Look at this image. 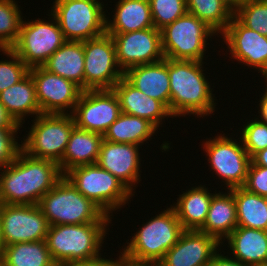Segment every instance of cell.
<instances>
[{"label": "cell", "instance_id": "cell-25", "mask_svg": "<svg viewBox=\"0 0 267 266\" xmlns=\"http://www.w3.org/2000/svg\"><path fill=\"white\" fill-rule=\"evenodd\" d=\"M205 185L191 187L179 194L177 203L171 205L177 215L179 222L184 230H200L208 215V210L215 193H210Z\"/></svg>", "mask_w": 267, "mask_h": 266}, {"label": "cell", "instance_id": "cell-24", "mask_svg": "<svg viewBox=\"0 0 267 266\" xmlns=\"http://www.w3.org/2000/svg\"><path fill=\"white\" fill-rule=\"evenodd\" d=\"M102 141V134L74 127L63 158L58 163L62 174L77 166L96 163Z\"/></svg>", "mask_w": 267, "mask_h": 266}, {"label": "cell", "instance_id": "cell-35", "mask_svg": "<svg viewBox=\"0 0 267 266\" xmlns=\"http://www.w3.org/2000/svg\"><path fill=\"white\" fill-rule=\"evenodd\" d=\"M154 27L158 30L173 23L186 12V0H149Z\"/></svg>", "mask_w": 267, "mask_h": 266}, {"label": "cell", "instance_id": "cell-8", "mask_svg": "<svg viewBox=\"0 0 267 266\" xmlns=\"http://www.w3.org/2000/svg\"><path fill=\"white\" fill-rule=\"evenodd\" d=\"M100 0H54L50 13L66 41H86L106 33V11Z\"/></svg>", "mask_w": 267, "mask_h": 266}, {"label": "cell", "instance_id": "cell-27", "mask_svg": "<svg viewBox=\"0 0 267 266\" xmlns=\"http://www.w3.org/2000/svg\"><path fill=\"white\" fill-rule=\"evenodd\" d=\"M0 102L21 128L22 124L25 123V116L35 115L37 117L41 114L35 85L30 73L18 83L0 92Z\"/></svg>", "mask_w": 267, "mask_h": 266}, {"label": "cell", "instance_id": "cell-12", "mask_svg": "<svg viewBox=\"0 0 267 266\" xmlns=\"http://www.w3.org/2000/svg\"><path fill=\"white\" fill-rule=\"evenodd\" d=\"M83 46L84 91L113 89L124 72L118 65L112 36L105 33L83 41Z\"/></svg>", "mask_w": 267, "mask_h": 266}, {"label": "cell", "instance_id": "cell-17", "mask_svg": "<svg viewBox=\"0 0 267 266\" xmlns=\"http://www.w3.org/2000/svg\"><path fill=\"white\" fill-rule=\"evenodd\" d=\"M219 36L238 64L253 67L258 73L267 70V36L247 28L235 16Z\"/></svg>", "mask_w": 267, "mask_h": 266}, {"label": "cell", "instance_id": "cell-48", "mask_svg": "<svg viewBox=\"0 0 267 266\" xmlns=\"http://www.w3.org/2000/svg\"><path fill=\"white\" fill-rule=\"evenodd\" d=\"M261 75H263L262 76V78L264 77V80H265V91H263L266 95H267V70H265V71H262L261 73H260Z\"/></svg>", "mask_w": 267, "mask_h": 266}, {"label": "cell", "instance_id": "cell-33", "mask_svg": "<svg viewBox=\"0 0 267 266\" xmlns=\"http://www.w3.org/2000/svg\"><path fill=\"white\" fill-rule=\"evenodd\" d=\"M23 22L15 0H0V48H11L17 41Z\"/></svg>", "mask_w": 267, "mask_h": 266}, {"label": "cell", "instance_id": "cell-5", "mask_svg": "<svg viewBox=\"0 0 267 266\" xmlns=\"http://www.w3.org/2000/svg\"><path fill=\"white\" fill-rule=\"evenodd\" d=\"M37 205L50 226L112 221L111 217L82 195L65 176Z\"/></svg>", "mask_w": 267, "mask_h": 266}, {"label": "cell", "instance_id": "cell-18", "mask_svg": "<svg viewBox=\"0 0 267 266\" xmlns=\"http://www.w3.org/2000/svg\"><path fill=\"white\" fill-rule=\"evenodd\" d=\"M222 244L199 230H184L156 266H207Z\"/></svg>", "mask_w": 267, "mask_h": 266}, {"label": "cell", "instance_id": "cell-47", "mask_svg": "<svg viewBox=\"0 0 267 266\" xmlns=\"http://www.w3.org/2000/svg\"><path fill=\"white\" fill-rule=\"evenodd\" d=\"M5 249L4 239L2 235V226H1V218H0V258L3 255V251Z\"/></svg>", "mask_w": 267, "mask_h": 266}, {"label": "cell", "instance_id": "cell-4", "mask_svg": "<svg viewBox=\"0 0 267 266\" xmlns=\"http://www.w3.org/2000/svg\"><path fill=\"white\" fill-rule=\"evenodd\" d=\"M183 231L174 208L167 206L166 210L143 223L120 253L132 261L156 266Z\"/></svg>", "mask_w": 267, "mask_h": 266}, {"label": "cell", "instance_id": "cell-7", "mask_svg": "<svg viewBox=\"0 0 267 266\" xmlns=\"http://www.w3.org/2000/svg\"><path fill=\"white\" fill-rule=\"evenodd\" d=\"M33 120L27 136L23 135L22 151L33 158L59 163L75 127L72 115L41 113Z\"/></svg>", "mask_w": 267, "mask_h": 266}, {"label": "cell", "instance_id": "cell-9", "mask_svg": "<svg viewBox=\"0 0 267 266\" xmlns=\"http://www.w3.org/2000/svg\"><path fill=\"white\" fill-rule=\"evenodd\" d=\"M161 32V47L164 58L185 61H203L207 41L217 35L202 20L186 12Z\"/></svg>", "mask_w": 267, "mask_h": 266}, {"label": "cell", "instance_id": "cell-40", "mask_svg": "<svg viewBox=\"0 0 267 266\" xmlns=\"http://www.w3.org/2000/svg\"><path fill=\"white\" fill-rule=\"evenodd\" d=\"M219 251L221 250H218V252L214 255V257L207 266H246L238 260L229 257V255L225 256V253H219Z\"/></svg>", "mask_w": 267, "mask_h": 266}, {"label": "cell", "instance_id": "cell-41", "mask_svg": "<svg viewBox=\"0 0 267 266\" xmlns=\"http://www.w3.org/2000/svg\"><path fill=\"white\" fill-rule=\"evenodd\" d=\"M101 256L102 255L91 260L71 262L68 264H63L61 266H111L112 262L114 261V258L106 259V257Z\"/></svg>", "mask_w": 267, "mask_h": 266}, {"label": "cell", "instance_id": "cell-16", "mask_svg": "<svg viewBox=\"0 0 267 266\" xmlns=\"http://www.w3.org/2000/svg\"><path fill=\"white\" fill-rule=\"evenodd\" d=\"M112 36L118 65L125 72L131 67L152 64L164 59L161 32L155 27Z\"/></svg>", "mask_w": 267, "mask_h": 266}, {"label": "cell", "instance_id": "cell-1", "mask_svg": "<svg viewBox=\"0 0 267 266\" xmlns=\"http://www.w3.org/2000/svg\"><path fill=\"white\" fill-rule=\"evenodd\" d=\"M0 171L2 204H38L64 176L58 163L33 158L22 150L13 162Z\"/></svg>", "mask_w": 267, "mask_h": 266}, {"label": "cell", "instance_id": "cell-15", "mask_svg": "<svg viewBox=\"0 0 267 266\" xmlns=\"http://www.w3.org/2000/svg\"><path fill=\"white\" fill-rule=\"evenodd\" d=\"M41 113L71 114L83 90L42 66L29 68ZM69 110V111H68Z\"/></svg>", "mask_w": 267, "mask_h": 266}, {"label": "cell", "instance_id": "cell-30", "mask_svg": "<svg viewBox=\"0 0 267 266\" xmlns=\"http://www.w3.org/2000/svg\"><path fill=\"white\" fill-rule=\"evenodd\" d=\"M229 190L236 203L237 226L267 231V198L243 187Z\"/></svg>", "mask_w": 267, "mask_h": 266}, {"label": "cell", "instance_id": "cell-2", "mask_svg": "<svg viewBox=\"0 0 267 266\" xmlns=\"http://www.w3.org/2000/svg\"><path fill=\"white\" fill-rule=\"evenodd\" d=\"M204 61L172 60L168 58L170 80V114L205 118L215 112L216 98L203 73Z\"/></svg>", "mask_w": 267, "mask_h": 266}, {"label": "cell", "instance_id": "cell-36", "mask_svg": "<svg viewBox=\"0 0 267 266\" xmlns=\"http://www.w3.org/2000/svg\"><path fill=\"white\" fill-rule=\"evenodd\" d=\"M1 51L9 60H0V92L18 83L29 73V68L11 48H0Z\"/></svg>", "mask_w": 267, "mask_h": 266}, {"label": "cell", "instance_id": "cell-23", "mask_svg": "<svg viewBox=\"0 0 267 266\" xmlns=\"http://www.w3.org/2000/svg\"><path fill=\"white\" fill-rule=\"evenodd\" d=\"M216 192L212 196L207 219L199 230L216 238L222 245L237 227V212L234 195L230 190ZM223 240V241H222Z\"/></svg>", "mask_w": 267, "mask_h": 266}, {"label": "cell", "instance_id": "cell-20", "mask_svg": "<svg viewBox=\"0 0 267 266\" xmlns=\"http://www.w3.org/2000/svg\"><path fill=\"white\" fill-rule=\"evenodd\" d=\"M123 77L146 96L160 101L170 112L168 58L129 68Z\"/></svg>", "mask_w": 267, "mask_h": 266}, {"label": "cell", "instance_id": "cell-45", "mask_svg": "<svg viewBox=\"0 0 267 266\" xmlns=\"http://www.w3.org/2000/svg\"><path fill=\"white\" fill-rule=\"evenodd\" d=\"M111 266H147V265L138 263L136 261H132L124 257L122 254H119L118 259L116 258V260L112 262Z\"/></svg>", "mask_w": 267, "mask_h": 266}, {"label": "cell", "instance_id": "cell-3", "mask_svg": "<svg viewBox=\"0 0 267 266\" xmlns=\"http://www.w3.org/2000/svg\"><path fill=\"white\" fill-rule=\"evenodd\" d=\"M111 222L51 225L46 237L57 266L99 257Z\"/></svg>", "mask_w": 267, "mask_h": 266}, {"label": "cell", "instance_id": "cell-50", "mask_svg": "<svg viewBox=\"0 0 267 266\" xmlns=\"http://www.w3.org/2000/svg\"><path fill=\"white\" fill-rule=\"evenodd\" d=\"M257 266H267V263H263V264L257 265Z\"/></svg>", "mask_w": 267, "mask_h": 266}, {"label": "cell", "instance_id": "cell-10", "mask_svg": "<svg viewBox=\"0 0 267 266\" xmlns=\"http://www.w3.org/2000/svg\"><path fill=\"white\" fill-rule=\"evenodd\" d=\"M206 139L208 140L203 141L201 146L207 153L206 158L208 156L210 171L213 170L219 180L221 179V183L223 182V185L227 187L225 190L243 187L247 179L251 157L239 140L240 137L235 139L221 133L214 136L213 139Z\"/></svg>", "mask_w": 267, "mask_h": 266}, {"label": "cell", "instance_id": "cell-42", "mask_svg": "<svg viewBox=\"0 0 267 266\" xmlns=\"http://www.w3.org/2000/svg\"><path fill=\"white\" fill-rule=\"evenodd\" d=\"M14 119L7 113L5 107L0 102V128H20Z\"/></svg>", "mask_w": 267, "mask_h": 266}, {"label": "cell", "instance_id": "cell-44", "mask_svg": "<svg viewBox=\"0 0 267 266\" xmlns=\"http://www.w3.org/2000/svg\"><path fill=\"white\" fill-rule=\"evenodd\" d=\"M251 162L254 165L267 167V148L257 152L252 158Z\"/></svg>", "mask_w": 267, "mask_h": 266}, {"label": "cell", "instance_id": "cell-11", "mask_svg": "<svg viewBox=\"0 0 267 266\" xmlns=\"http://www.w3.org/2000/svg\"><path fill=\"white\" fill-rule=\"evenodd\" d=\"M49 14L48 21L23 20L19 37L11 47L28 68L42 66L66 42L57 19Z\"/></svg>", "mask_w": 267, "mask_h": 266}, {"label": "cell", "instance_id": "cell-49", "mask_svg": "<svg viewBox=\"0 0 267 266\" xmlns=\"http://www.w3.org/2000/svg\"><path fill=\"white\" fill-rule=\"evenodd\" d=\"M0 266H5L1 258H0Z\"/></svg>", "mask_w": 267, "mask_h": 266}, {"label": "cell", "instance_id": "cell-13", "mask_svg": "<svg viewBox=\"0 0 267 266\" xmlns=\"http://www.w3.org/2000/svg\"><path fill=\"white\" fill-rule=\"evenodd\" d=\"M0 218L5 246L46 240L49 223L37 204H2Z\"/></svg>", "mask_w": 267, "mask_h": 266}, {"label": "cell", "instance_id": "cell-46", "mask_svg": "<svg viewBox=\"0 0 267 266\" xmlns=\"http://www.w3.org/2000/svg\"><path fill=\"white\" fill-rule=\"evenodd\" d=\"M251 0H225V2L235 11L239 6L250 2Z\"/></svg>", "mask_w": 267, "mask_h": 266}, {"label": "cell", "instance_id": "cell-6", "mask_svg": "<svg viewBox=\"0 0 267 266\" xmlns=\"http://www.w3.org/2000/svg\"><path fill=\"white\" fill-rule=\"evenodd\" d=\"M64 176L82 195L111 218L113 211H120L135 195L122 181L97 163L74 167Z\"/></svg>", "mask_w": 267, "mask_h": 266}, {"label": "cell", "instance_id": "cell-38", "mask_svg": "<svg viewBox=\"0 0 267 266\" xmlns=\"http://www.w3.org/2000/svg\"><path fill=\"white\" fill-rule=\"evenodd\" d=\"M18 131L20 128H0V169L13 162L22 150V145L16 139L19 138Z\"/></svg>", "mask_w": 267, "mask_h": 266}, {"label": "cell", "instance_id": "cell-22", "mask_svg": "<svg viewBox=\"0 0 267 266\" xmlns=\"http://www.w3.org/2000/svg\"><path fill=\"white\" fill-rule=\"evenodd\" d=\"M226 240L229 255L244 265L267 263V231L237 226Z\"/></svg>", "mask_w": 267, "mask_h": 266}, {"label": "cell", "instance_id": "cell-31", "mask_svg": "<svg viewBox=\"0 0 267 266\" xmlns=\"http://www.w3.org/2000/svg\"><path fill=\"white\" fill-rule=\"evenodd\" d=\"M1 260L5 266H57L46 240L7 245Z\"/></svg>", "mask_w": 267, "mask_h": 266}, {"label": "cell", "instance_id": "cell-39", "mask_svg": "<svg viewBox=\"0 0 267 266\" xmlns=\"http://www.w3.org/2000/svg\"><path fill=\"white\" fill-rule=\"evenodd\" d=\"M243 188L267 198V167L254 165L251 162Z\"/></svg>", "mask_w": 267, "mask_h": 266}, {"label": "cell", "instance_id": "cell-14", "mask_svg": "<svg viewBox=\"0 0 267 266\" xmlns=\"http://www.w3.org/2000/svg\"><path fill=\"white\" fill-rule=\"evenodd\" d=\"M113 89L85 90L71 113L75 127L102 135L121 114Z\"/></svg>", "mask_w": 267, "mask_h": 266}, {"label": "cell", "instance_id": "cell-43", "mask_svg": "<svg viewBox=\"0 0 267 266\" xmlns=\"http://www.w3.org/2000/svg\"><path fill=\"white\" fill-rule=\"evenodd\" d=\"M258 102V117H256L259 121L267 124V95L265 93L262 94ZM260 116V117H259ZM260 118V119H259Z\"/></svg>", "mask_w": 267, "mask_h": 266}, {"label": "cell", "instance_id": "cell-19", "mask_svg": "<svg viewBox=\"0 0 267 266\" xmlns=\"http://www.w3.org/2000/svg\"><path fill=\"white\" fill-rule=\"evenodd\" d=\"M142 146L130 143H113L102 141L97 164L117 177L134 194L141 180V158L139 149Z\"/></svg>", "mask_w": 267, "mask_h": 266}, {"label": "cell", "instance_id": "cell-21", "mask_svg": "<svg viewBox=\"0 0 267 266\" xmlns=\"http://www.w3.org/2000/svg\"><path fill=\"white\" fill-rule=\"evenodd\" d=\"M117 94L121 112L149 120L157 128L162 127L164 118H173L169 110L158 100L146 96L122 77L113 87Z\"/></svg>", "mask_w": 267, "mask_h": 266}, {"label": "cell", "instance_id": "cell-32", "mask_svg": "<svg viewBox=\"0 0 267 266\" xmlns=\"http://www.w3.org/2000/svg\"><path fill=\"white\" fill-rule=\"evenodd\" d=\"M186 9L217 35L225 31L234 16V11L225 0H186Z\"/></svg>", "mask_w": 267, "mask_h": 266}, {"label": "cell", "instance_id": "cell-37", "mask_svg": "<svg viewBox=\"0 0 267 266\" xmlns=\"http://www.w3.org/2000/svg\"><path fill=\"white\" fill-rule=\"evenodd\" d=\"M240 140L248 155L252 158L257 152L267 148V124L256 117L243 125Z\"/></svg>", "mask_w": 267, "mask_h": 266}, {"label": "cell", "instance_id": "cell-34", "mask_svg": "<svg viewBox=\"0 0 267 266\" xmlns=\"http://www.w3.org/2000/svg\"><path fill=\"white\" fill-rule=\"evenodd\" d=\"M234 16L247 28L267 36V2L251 0L239 6Z\"/></svg>", "mask_w": 267, "mask_h": 266}, {"label": "cell", "instance_id": "cell-28", "mask_svg": "<svg viewBox=\"0 0 267 266\" xmlns=\"http://www.w3.org/2000/svg\"><path fill=\"white\" fill-rule=\"evenodd\" d=\"M48 72L72 81L84 91V46L81 41H66L42 65Z\"/></svg>", "mask_w": 267, "mask_h": 266}, {"label": "cell", "instance_id": "cell-29", "mask_svg": "<svg viewBox=\"0 0 267 266\" xmlns=\"http://www.w3.org/2000/svg\"><path fill=\"white\" fill-rule=\"evenodd\" d=\"M157 128L149 120L121 113L104 133L103 139L113 143H130L143 146L152 139ZM148 140V141H147ZM143 144V145H142Z\"/></svg>", "mask_w": 267, "mask_h": 266}, {"label": "cell", "instance_id": "cell-26", "mask_svg": "<svg viewBox=\"0 0 267 266\" xmlns=\"http://www.w3.org/2000/svg\"><path fill=\"white\" fill-rule=\"evenodd\" d=\"M112 20L106 17V33H127L154 27L149 0H119Z\"/></svg>", "mask_w": 267, "mask_h": 266}]
</instances>
